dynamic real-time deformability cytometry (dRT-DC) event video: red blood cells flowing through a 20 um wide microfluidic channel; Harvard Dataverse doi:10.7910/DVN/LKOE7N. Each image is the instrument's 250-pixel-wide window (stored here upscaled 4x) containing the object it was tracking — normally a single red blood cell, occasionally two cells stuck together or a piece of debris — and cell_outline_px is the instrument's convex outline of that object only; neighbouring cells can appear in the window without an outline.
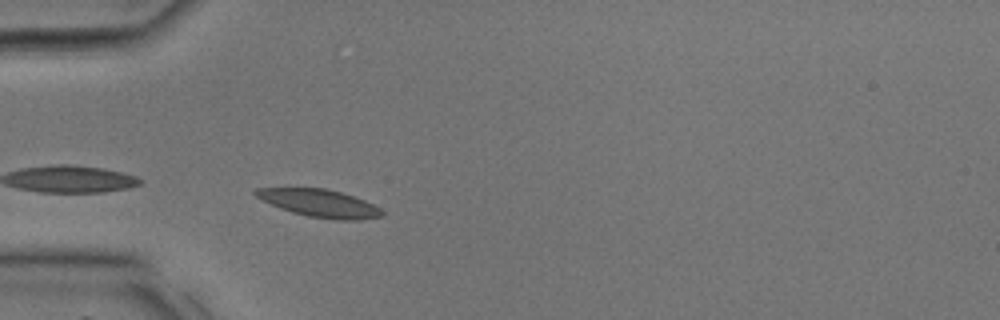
{"species": "common noctule bat (a hibernating species)", "species_latin": "Nyctalus noctula", "temperature_condition": "room temperature", "stored_images_in_passage": 28, "camera_frame_rate_fps": 3000, "um_per_image_px": 0.085, "animal": {"sex": "male", "body_mass_g": 17.9, "forearm_length_mm": 54.2}, "frame": {"image": 1, "passage_image": 7, "time_ms": 2.0, "image_size_px": [1000, 320], "cell_outline_px": [[384, 216], [360, 220], [336, 220], [308, 216], [292, 212], [280, 208], [256, 196], [252, 192], [256, 188], [324, 188], [340, 192], [364, 200], [380, 208], [384, 212]], "centroid_in_image_um": [27.19, 17.28], "position_along_channel_um": 57.8, "area_um2": 20.17}}
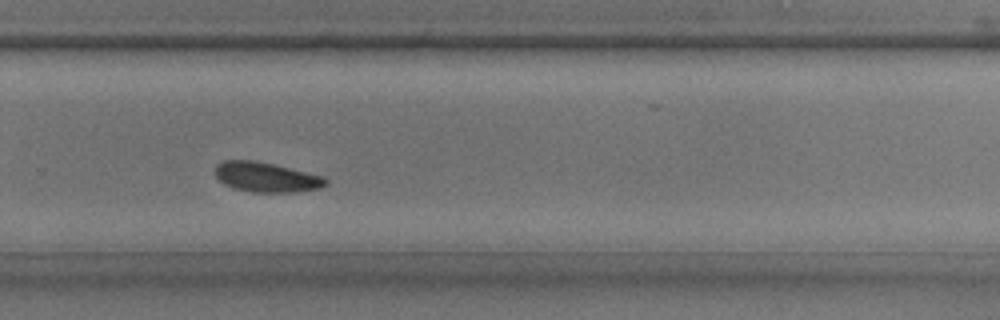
{"frame": {"image": 2, "passage_image": 21, "time_ms": 6.667, "image_size_px": [1000, 320], "cell_outline_px": [[328, 184], [320, 188], [296, 192], [252, 192], [232, 188], [224, 184], [216, 176], [216, 164], [224, 160], [256, 160], [324, 176], [328, 180]], "centroid_in_image_um": [22.64, 15.06], "position_along_channel_um": 307.2, "area_um2": 19.31}}
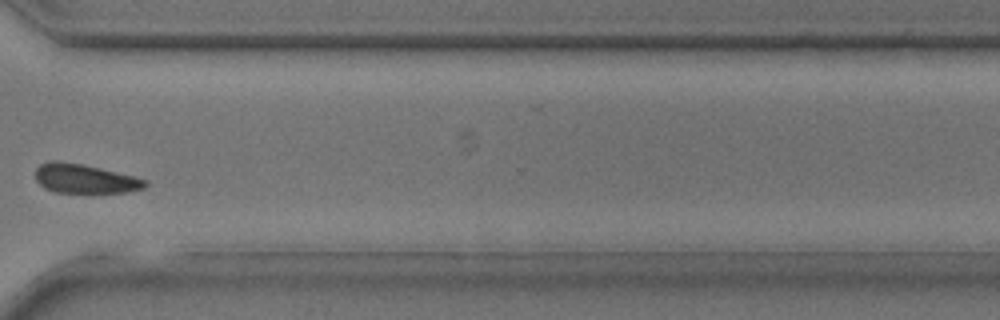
{"frame": {"image": 3, "passage_image": 24, "time_ms": 7.667, "image_size_px": [1000, 320], "cell_outline_px": [[148, 184], [144, 188], [124, 192], [56, 192], [44, 188], [36, 180], [36, 168], [40, 164], [48, 160], [56, 160], [84, 164], [148, 180]], "centroid_in_image_um": [7.17, 15.17], "position_along_channel_um": 363.4, "area_um2": 18.55}}